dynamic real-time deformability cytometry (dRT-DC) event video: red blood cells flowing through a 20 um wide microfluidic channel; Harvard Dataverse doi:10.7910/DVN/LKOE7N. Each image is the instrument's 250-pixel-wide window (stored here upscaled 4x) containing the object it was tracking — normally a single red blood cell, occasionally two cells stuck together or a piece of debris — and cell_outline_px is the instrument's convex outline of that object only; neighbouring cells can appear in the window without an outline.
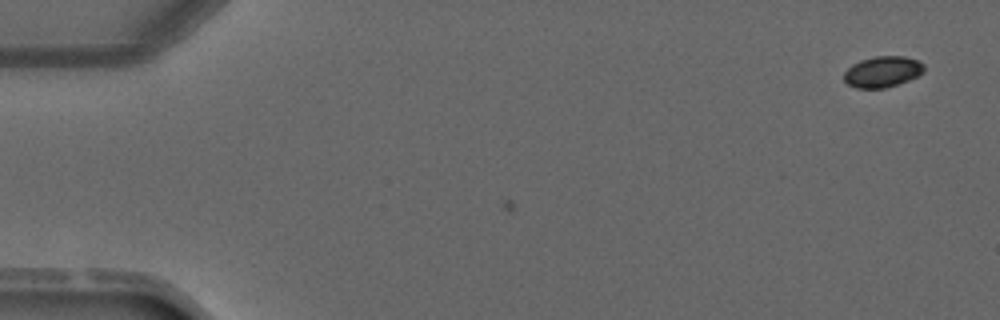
{"species": "common noctule bat (a hibernating species)", "species_latin": "Nyctalus noctula", "temperature_condition": "warm", "stored_images_in_passage": 2, "camera_frame_rate_fps": 3000, "um_per_image_px": 0.085, "animal": {"sex": "male", "forearm_length_mm": 52.5}, "frame": {"image": 1, "passage_image": 2, "time_ms": 1.333, "image_size_px": [1000, 320], "cell_outline_px": [[924, 72], [908, 80], [884, 88], [856, 88], [848, 84], [844, 80], [844, 72], [852, 64], [860, 60], [876, 56], [904, 56], [916, 60], [924, 64]], "centroid_in_image_um": [75.0, 6.09], "position_along_channel_um": 10.0, "area_um2": 14.33}}